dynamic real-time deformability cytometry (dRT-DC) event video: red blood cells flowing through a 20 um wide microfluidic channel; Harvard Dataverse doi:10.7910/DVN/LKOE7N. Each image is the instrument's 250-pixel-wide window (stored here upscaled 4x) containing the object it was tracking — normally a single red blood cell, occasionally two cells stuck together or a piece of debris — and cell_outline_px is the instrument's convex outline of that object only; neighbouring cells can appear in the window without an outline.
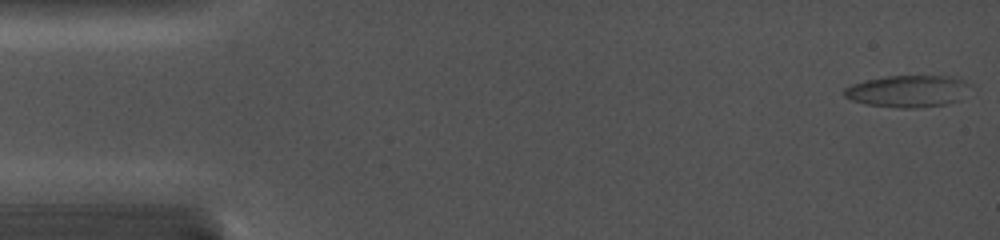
{"species": "common noctule bat (a hibernating species)", "species_latin": "Nyctalus noctula", "temperature_condition": "cold", "stored_images_in_passage": 35, "camera_frame_rate_fps": 5000, "um_per_image_px": 0.085, "animal": {"sex": "female", "body_mass_g": 19.0, "forearm_length_mm": 56.7}, "frame": {"image": 1, "passage_image": 1, "time_ms": 0.0, "image_size_px": [1000, 240], "cell_outline_px": [[972, 84], [960, 100], [944, 104], [916, 108], [900, 108], [868, 104], [852, 100], [844, 96], [844, 88], [852, 84], [864, 80], [888, 76], [956, 76]], "centroid_in_image_um": [77.2, 7.74], "position_along_channel_um": 7.8, "area_um2": 23.47}}
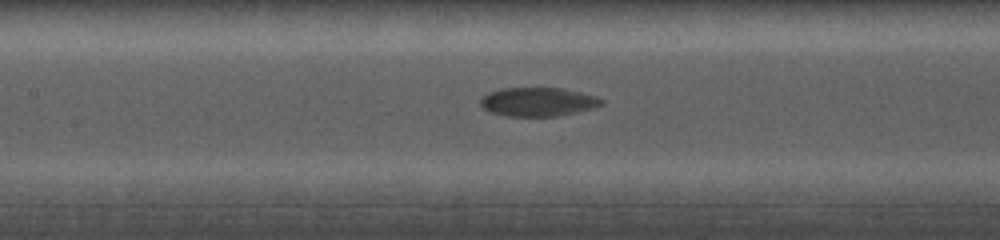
{"frame": {"image": 2, "passage_image": 23, "time_ms": 7.8, "image_size_px": [1000, 240], "cell_outline_px": [[604, 104], [592, 108], [560, 116], [504, 116], [488, 112], [480, 104], [480, 100], [488, 92], [500, 88], [564, 88], [596, 96], [604, 100]], "centroid_in_image_um": [45.72, 8.66], "position_along_channel_um": 161.7, "area_um2": 20.46}}
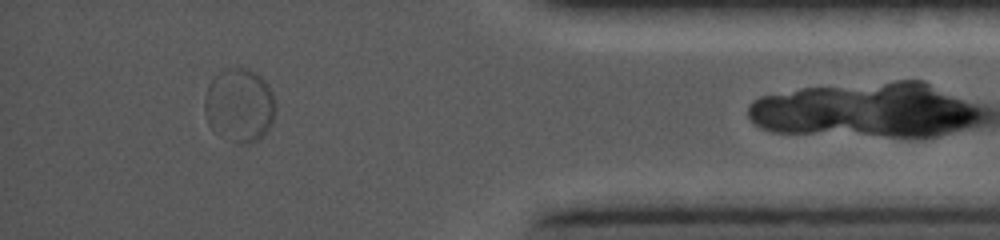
{"frame": {"image": 3, "passage_image": 34, "time_ms": 15.2, "image_size_px": [1000, 240], "cell_outline_px": [[276, 108], [272, 124], [268, 132], [252, 144], [244, 144], [212, 128], [208, 124], [204, 108], [204, 96], [212, 80], [216, 76], [228, 68], [248, 68], [256, 72], [268, 84], [272, 92], [276, 104]], "centroid_in_image_um": [20.4, 8.93], "position_along_channel_um": 414.8, "area_um2": 30.17}}